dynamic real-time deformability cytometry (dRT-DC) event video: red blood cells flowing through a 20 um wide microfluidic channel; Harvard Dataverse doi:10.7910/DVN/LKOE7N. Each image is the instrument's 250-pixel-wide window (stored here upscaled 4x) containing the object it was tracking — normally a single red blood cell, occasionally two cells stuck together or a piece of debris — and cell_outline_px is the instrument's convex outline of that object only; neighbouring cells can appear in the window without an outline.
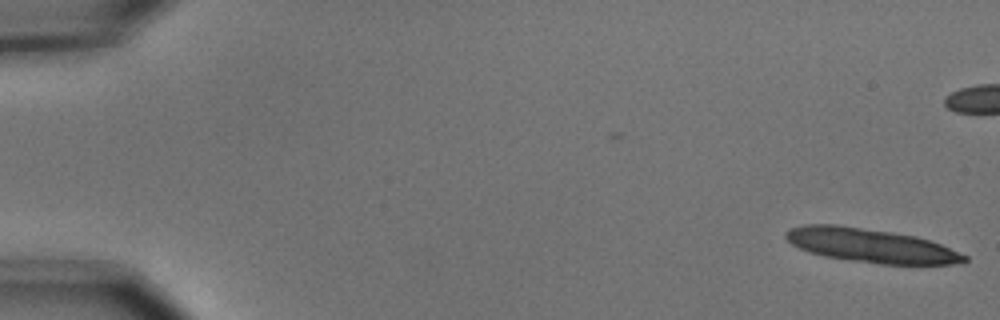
{"species": "common noctule bat (a hibernating species)", "species_latin": "Nyctalus noctula", "temperature_condition": "cold", "stored_images_in_passage": 6, "camera_frame_rate_fps": 3000, "um_per_image_px": 0.085, "animal": {"sex": "male", "body_mass_g": 15.6}, "frame": {"image": 1, "passage_image": 1, "time_ms": 0.0, "image_size_px": [1000, 320], "cell_outline_px": [[968, 260], [952, 264], [880, 264], [824, 256], [808, 252], [792, 244], [784, 236], [784, 232], [792, 228], [804, 224], [836, 224], [892, 232], [916, 236], [940, 244], [968, 256]], "centroid_in_image_um": [73.98, 20.86], "position_along_channel_um": 11.0, "area_um2": 35.03}}
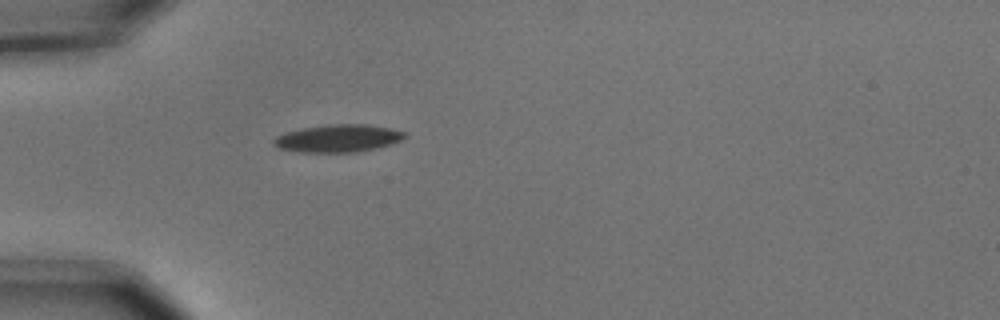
{"frame": {"image": 2, "passage_image": 6, "time_ms": 1.667, "image_size_px": [1000, 320], "cell_outline_px": [[408, 136], [392, 144], [376, 148], [356, 152], [300, 152], [280, 148], [272, 144], [272, 140], [276, 136], [288, 132], [304, 128], [324, 124], [364, 124], [392, 128], [404, 132]], "centroid_in_image_um": [28.75, 11.75], "position_along_channel_um": 56.2, "area_um2": 21.04}}